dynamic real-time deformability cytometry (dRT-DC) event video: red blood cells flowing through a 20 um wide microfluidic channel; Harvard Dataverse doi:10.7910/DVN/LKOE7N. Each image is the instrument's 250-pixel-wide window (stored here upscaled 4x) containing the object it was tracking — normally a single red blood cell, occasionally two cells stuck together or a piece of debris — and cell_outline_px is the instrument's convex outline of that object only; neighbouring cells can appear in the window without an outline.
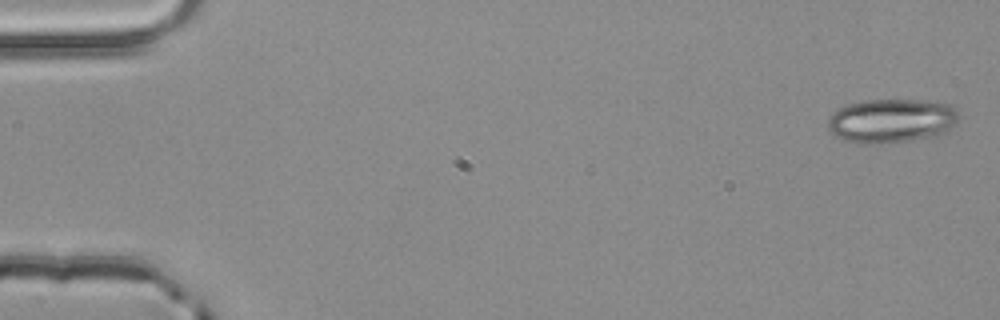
{"species": "common noctule bat (a hibernating species)", "species_latin": "Nyctalus noctula", "temperature_condition": "room temperature", "stored_images_in_passage": 4, "camera_frame_rate_fps": 3000, "um_per_image_px": 0.085, "animal": {"sex": "male", "body_mass_g": 20.4}, "frame": {"image": 1, "passage_image": 1, "time_ms": 0.0, "image_size_px": [1000, 320], "cell_outline_px": [[960, 116], [940, 136], [912, 140], [880, 144], [860, 144], [844, 140], [836, 136], [828, 128], [828, 120], [832, 112], [848, 104], [868, 100], [920, 100], [952, 104], [956, 108]], "centroid_in_image_um": [75.78, 10.27], "position_along_channel_um": 9.2, "area_um2": 33.76}}